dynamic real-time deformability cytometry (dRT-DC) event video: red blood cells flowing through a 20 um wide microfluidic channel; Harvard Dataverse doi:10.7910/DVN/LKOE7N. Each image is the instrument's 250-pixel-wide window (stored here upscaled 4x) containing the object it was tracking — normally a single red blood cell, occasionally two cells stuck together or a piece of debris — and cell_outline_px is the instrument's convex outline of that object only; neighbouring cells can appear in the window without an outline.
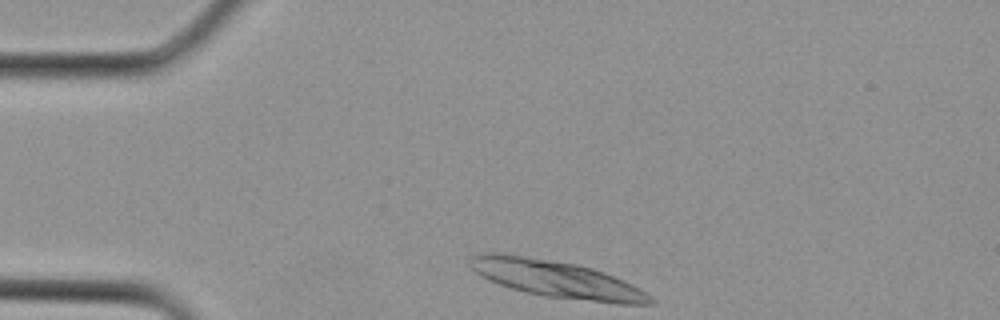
{"species": "Egyptian fruit bat (a non-hibernating species)", "species_latin": "Rousettus aegyptiacus", "temperature_condition": "cold", "stored_images_in_passage": 2, "camera_frame_rate_fps": 3000, "um_per_image_px": 0.085, "animal": {"sex": "female"}, "frame": {"image": 1, "passage_image": 1, "time_ms": 0.0, "image_size_px": [1000, 320], "cell_outline_px": [[656, 304], [616, 304], [544, 296], [524, 292], [488, 280], [480, 276], [468, 264], [468, 260], [472, 256], [484, 252], [500, 252], [576, 264], [592, 268], [604, 272], [624, 280], [640, 288], [652, 296], [656, 300]], "centroid_in_image_um": [47.33, 23.73], "position_along_channel_um": 37.7, "area_um2": 39.19}}